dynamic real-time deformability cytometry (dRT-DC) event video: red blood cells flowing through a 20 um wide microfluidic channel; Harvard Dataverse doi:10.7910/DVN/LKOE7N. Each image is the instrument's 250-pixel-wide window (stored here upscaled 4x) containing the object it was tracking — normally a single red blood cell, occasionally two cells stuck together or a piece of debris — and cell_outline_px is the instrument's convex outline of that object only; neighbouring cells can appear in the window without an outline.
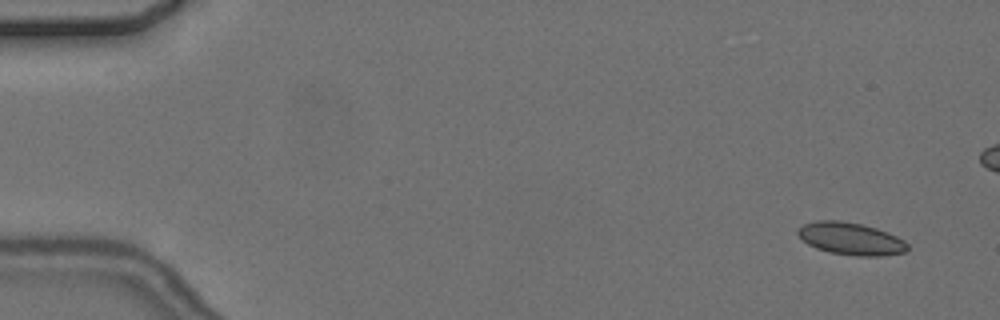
{"species": "common noctule bat (a hibernating species)", "species_latin": "Nyctalus noctula", "temperature_condition": "cold", "stored_images_in_passage": 6, "camera_frame_rate_fps": 3000, "um_per_image_px": 0.085, "animal": {"sex": "female", "body_mass_g": 24.6, "forearm_length_mm": 56.2}, "frame": {"image": 1, "passage_image": 1, "time_ms": 0.0, "image_size_px": [1000, 320], "cell_outline_px": [[908, 248], [904, 252], [880, 256], [856, 256], [828, 252], [816, 248], [808, 244], [796, 232], [796, 228], [804, 224], [816, 220], [840, 220], [860, 224], [876, 228], [888, 232], [904, 240], [908, 244]], "centroid_in_image_um": [72.3, 20.28], "position_along_channel_um": 12.7, "area_um2": 20.69}}